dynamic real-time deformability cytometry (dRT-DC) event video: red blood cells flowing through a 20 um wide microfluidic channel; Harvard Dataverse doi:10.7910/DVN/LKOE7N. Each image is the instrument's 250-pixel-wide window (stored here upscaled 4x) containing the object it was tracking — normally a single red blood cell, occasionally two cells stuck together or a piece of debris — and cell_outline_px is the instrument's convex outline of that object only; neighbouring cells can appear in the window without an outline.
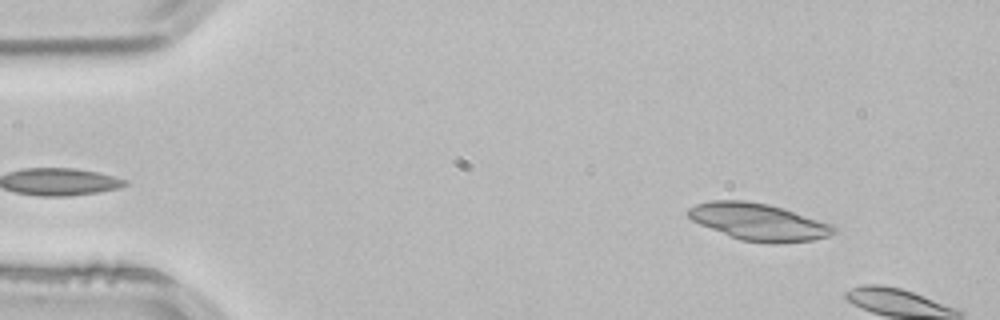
{"species": "common noctule bat (a hibernating species)", "species_latin": "Nyctalus noctula", "temperature_condition": "room temperature", "stored_images_in_passage": 8, "camera_frame_rate_fps": 3000, "um_per_image_px": 0.085, "animal": {"sex": "male", "body_mass_g": 21.5, "forearm_length_mm": 52.0}, "frame": {"image": 1, "passage_image": 5, "time_ms": 1.333, "image_size_px": [1000, 320], "cell_outline_px": [[840, 232], [828, 236], [812, 240], [776, 244], [768, 244], [740, 240], [700, 224], [692, 220], [684, 212], [688, 208], [696, 204], [708, 200], [744, 200], [768, 204], [832, 224]], "centroid_in_image_um": [64.47, 18.87], "position_along_channel_um": 20.5, "area_um2": 31.5}}